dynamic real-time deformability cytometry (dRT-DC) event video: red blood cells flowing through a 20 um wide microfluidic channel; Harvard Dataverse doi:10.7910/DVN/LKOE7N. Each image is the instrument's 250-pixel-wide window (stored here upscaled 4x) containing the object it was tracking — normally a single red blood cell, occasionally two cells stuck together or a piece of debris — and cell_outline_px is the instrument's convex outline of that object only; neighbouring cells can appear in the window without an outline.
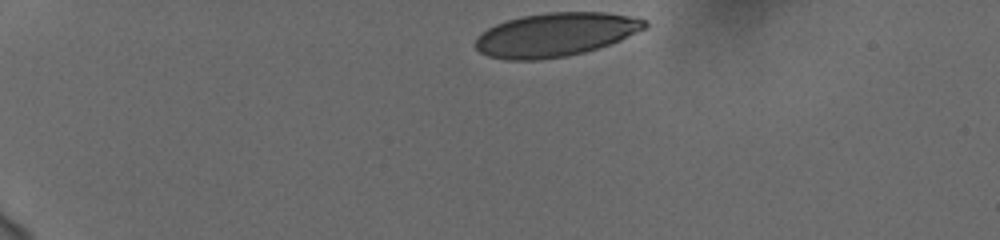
{"species": "human", "species_latin": "Homo sapiens", "temperature_condition": "cold", "stored_images_in_passage": 38, "camera_frame_rate_fps": 3000, "um_per_image_px": 0.085, "donor": {"sex": "female"}, "frame": {"image": 1, "passage_image": 1, "time_ms": 0.0, "image_size_px": [1000, 240], "cell_outline_px": [[648, 24], [644, 28], [620, 40], [584, 52], [564, 56], [540, 60], [508, 60], [488, 56], [480, 52], [476, 48], [476, 40], [488, 28], [496, 24], [520, 16], [548, 12], [604, 12], [628, 16], [648, 20]], "centroid_in_image_um": [47.21, 2.94], "position_along_channel_um": 37.8, "area_um2": 42.66}}
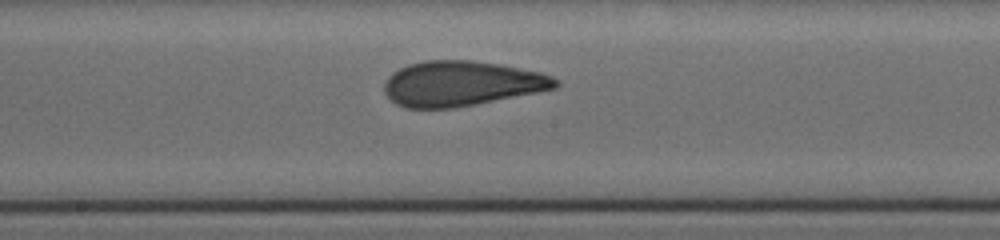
{"frame": {"image": 2, "passage_image": 21, "time_ms": 6.667, "image_size_px": [1000, 240], "cell_outline_px": [[560, 84], [556, 88], [536, 92], [452, 108], [404, 108], [396, 104], [384, 92], [384, 84], [388, 76], [392, 72], [408, 64], [424, 60], [472, 60], [500, 64], [540, 72], [552, 76], [560, 80]], "centroid_in_image_um": [39.21, 7.09], "position_along_channel_um": 209.0, "area_um2": 44.85}}
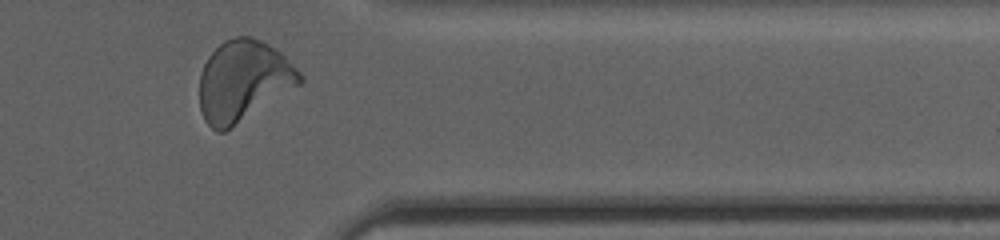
{"frame": {"image": 3, "passage_image": 36, "time_ms": 11.667, "image_size_px": [1000, 240], "cell_outline_px": [[304, 80], [300, 84], [224, 132], [216, 132], [204, 120], [200, 108], [200, 72], [208, 56], [224, 40], [236, 36], [252, 36], [276, 48], [304, 76]], "centroid_in_image_um": [20.67, 6.86], "position_along_channel_um": 390.7, "area_um2": 46.99}, "authors_computed_cell_mechanics": {"area_um2": 44.8817, "velocity_mm_per_s": 3.7335, "shape_relaxation_time_tau1_ms": 4.7355, "shape_relaxation_time_tau2_ms": 1.0419, "deformation_change_tau1": 0.1562, "deformation_change_tau2": 0.0673}}